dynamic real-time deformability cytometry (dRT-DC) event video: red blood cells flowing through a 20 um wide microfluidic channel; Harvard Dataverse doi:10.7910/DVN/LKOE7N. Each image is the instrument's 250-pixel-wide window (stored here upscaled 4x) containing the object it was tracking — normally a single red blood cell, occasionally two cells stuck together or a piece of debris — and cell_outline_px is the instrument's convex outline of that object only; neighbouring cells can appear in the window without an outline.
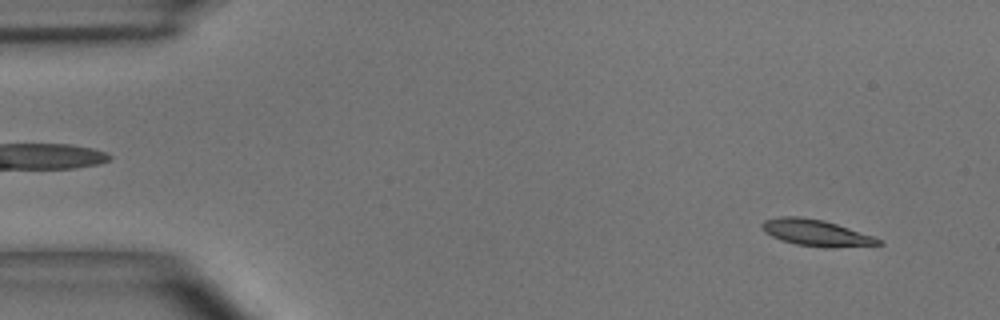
{"species": "common noctule bat (a hibernating species)", "species_latin": "Nyctalus noctula", "temperature_condition": "room temperature", "stored_images_in_passage": 48, "camera_frame_rate_fps": 3000, "um_per_image_px": 0.085, "animal": {"sex": "male", "body_mass_g": 15.6}, "frame": {"image": 1, "passage_image": 3, "time_ms": 0.667, "image_size_px": [1000, 320], "cell_outline_px": [[884, 244], [832, 248], [824, 248], [796, 244], [780, 240], [764, 232], [760, 224], [764, 220], [780, 216], [796, 216], [824, 220], [876, 236]], "centroid_in_image_um": [69.38, 19.79], "position_along_channel_um": 15.6, "area_um2": 18.15}}
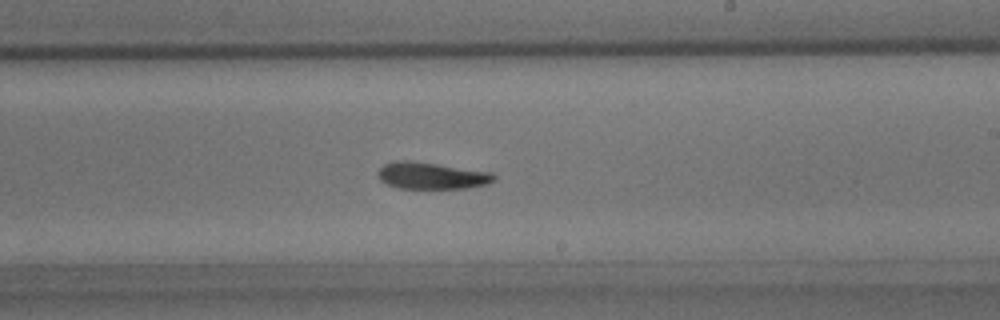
{"frame": {"image": 2, "passage_image": 28, "time_ms": 9.0, "image_size_px": [1000, 320], "cell_outline_px": [[496, 180], [488, 184], [468, 188], [400, 188], [388, 184], [380, 180], [376, 172], [384, 164], [392, 160], [412, 160], [492, 172], [496, 176]], "centroid_in_image_um": [36.69, 14.92], "position_along_channel_um": 252.3, "area_um2": 18.32}}
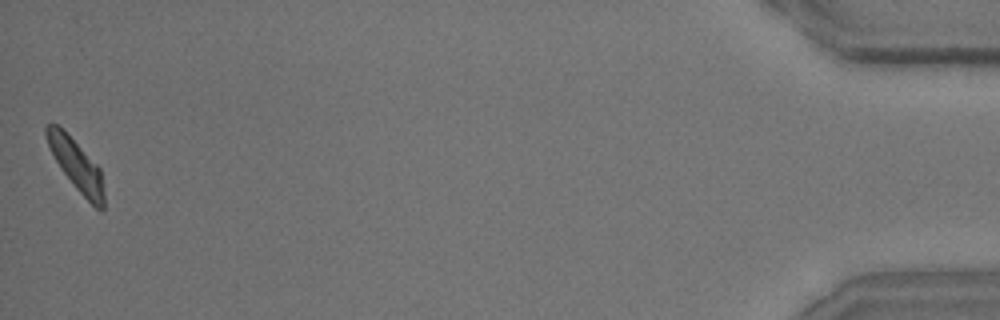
{"frame": {"image": 3, "passage_image": 48, "time_ms": 15.667, "image_size_px": [1000, 320], "cell_outline_px": [[104, 212], [100, 212], [76, 188], [64, 172], [56, 160], [48, 144], [44, 132], [44, 128], [48, 124], [56, 124], [100, 168], [104, 192]], "centroid_in_image_um": [6.51, 14.09], "position_along_channel_um": 428.7, "area_um2": 16.36}, "authors_computed_cell_mechanics": {"area_um2": 18.0625, "velocity_mm_per_s": 4.049, "shape_relaxation_time_tau1_ms": 7.0412, "shape_relaxation_time_tau2_ms": 8.2801, "deformation_change_tau1": 0.1892, "deformation_change_tau2": 0.1696}}